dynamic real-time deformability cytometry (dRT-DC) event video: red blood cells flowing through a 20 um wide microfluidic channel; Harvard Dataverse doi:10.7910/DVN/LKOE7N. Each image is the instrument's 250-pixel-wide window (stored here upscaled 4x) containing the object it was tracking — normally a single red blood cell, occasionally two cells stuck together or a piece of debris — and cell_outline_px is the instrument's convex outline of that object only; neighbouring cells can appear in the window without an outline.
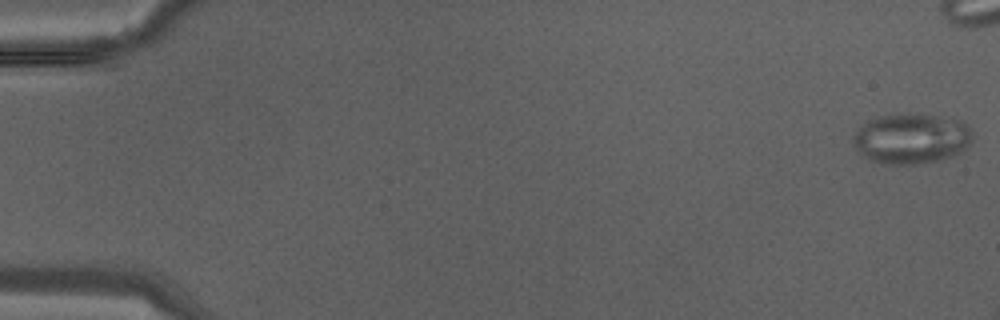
{"species": "Egyptian fruit bat (a non-hibernating species)", "species_latin": "Rousettus aegyptiacus", "temperature_condition": "warm", "stored_images_in_passage": 10, "camera_frame_rate_fps": 3000, "um_per_image_px": 0.085, "animal": {"sex": "male"}, "frame": {"image": 1, "passage_image": 1, "time_ms": 0.0, "image_size_px": [1000, 320], "cell_outline_px": [[972, 140], [960, 152], [952, 156], [940, 160], [916, 164], [888, 164], [868, 160], [856, 148], [852, 140], [852, 136], [860, 124], [876, 116], [936, 116], [960, 120], [968, 124], [972, 136]], "centroid_in_image_um": [77.43, 11.81], "position_along_channel_um": 7.6, "area_um2": 34.51}}